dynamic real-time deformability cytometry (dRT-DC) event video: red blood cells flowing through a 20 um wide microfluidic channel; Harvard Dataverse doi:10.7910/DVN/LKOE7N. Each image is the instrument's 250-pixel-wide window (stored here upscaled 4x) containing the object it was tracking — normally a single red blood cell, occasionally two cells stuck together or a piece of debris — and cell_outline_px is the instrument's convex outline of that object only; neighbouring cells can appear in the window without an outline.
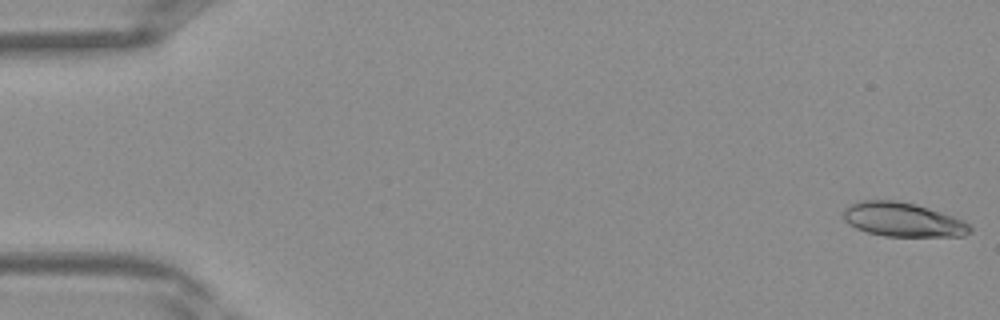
{"species": "Egyptian fruit bat (a non-hibernating species)", "species_latin": "Rousettus aegyptiacus", "temperature_condition": "warm", "stored_images_in_passage": 41, "segment_of_instrument_passage": [1, 2], "camera_frame_rate_fps": 3000, "um_per_image_px": 0.085, "frame": {"image": 1, "passage_image": 1, "time_ms": 0.0, "image_size_px": [1000, 320], "cell_outline_px": [[972, 232], [964, 236], [884, 236], [868, 232], [856, 228], [848, 224], [844, 220], [844, 208], [860, 200], [896, 200], [916, 204], [964, 220], [972, 228]], "centroid_in_image_um": [76.74, 18.67], "position_along_channel_um": 8.3, "area_um2": 25.14}}
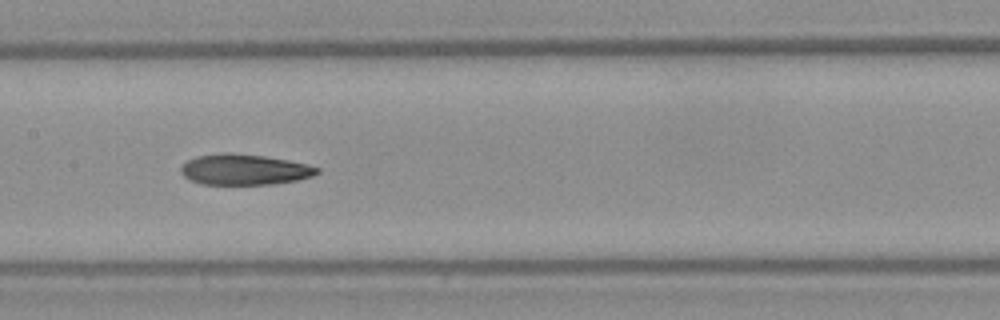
{"frame": {"image": 2, "passage_image": 20, "time_ms": 6.333, "image_size_px": [1000, 320], "cell_outline_px": [[320, 172], [312, 176], [296, 180], [272, 184], [200, 184], [184, 176], [180, 172], [180, 168], [188, 160], [196, 156], [224, 152], [232, 152], [264, 156], [288, 160], [308, 164], [320, 168]], "centroid_in_image_um": [20.78, 14.4], "position_along_channel_um": 186.6, "area_um2": 24.39}}
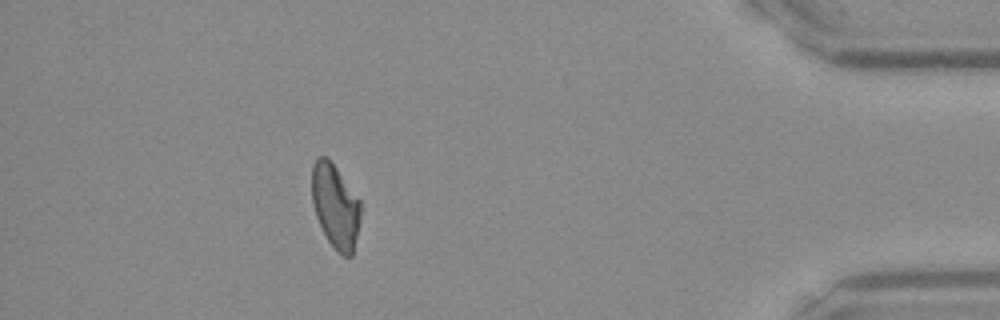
{"frame": {"image": 3, "passage_image": 36, "time_ms": 11.667, "image_size_px": [1000, 320], "cell_outline_px": [[360, 216], [352, 256], [344, 256], [336, 252], [328, 240], [316, 216], [312, 204], [312, 164], [316, 156], [328, 156], [360, 200]], "centroid_in_image_um": [28.48, 17.48], "position_along_channel_um": 406.7, "area_um2": 23.87}}